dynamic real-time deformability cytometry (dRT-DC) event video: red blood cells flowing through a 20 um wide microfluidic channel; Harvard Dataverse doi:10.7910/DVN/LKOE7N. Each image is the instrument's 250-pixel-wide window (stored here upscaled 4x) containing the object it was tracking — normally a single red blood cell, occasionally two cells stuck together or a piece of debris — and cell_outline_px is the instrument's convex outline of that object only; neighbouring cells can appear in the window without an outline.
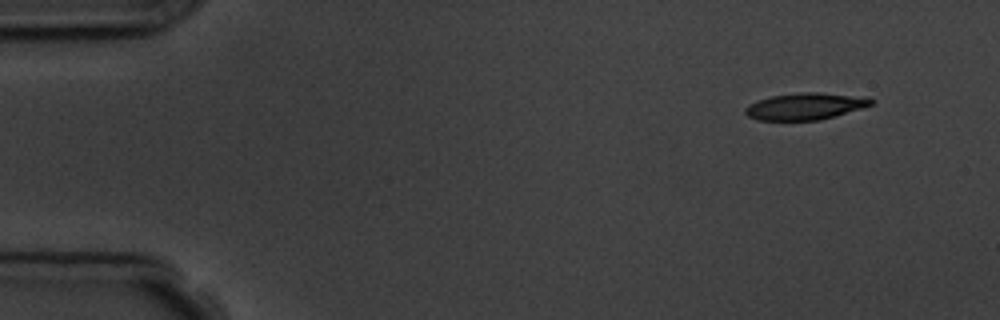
{"species": "common noctule bat (a hibernating species)", "species_latin": "Nyctalus noctula", "temperature_condition": "room temperature", "stored_images_in_passage": 4, "camera_frame_rate_fps": 3000, "um_per_image_px": 0.085, "animal": {"sex": "male", "body_mass_g": 19.5, "forearm_length_mm": 54.6}, "frame": {"image": 1, "passage_image": 1, "time_ms": 0.0, "image_size_px": [1000, 320], "cell_outline_px": [[876, 100], [872, 104], [860, 108], [820, 120], [756, 120], [748, 116], [744, 112], [744, 108], [748, 104], [772, 96], [804, 92], [816, 92], [868, 96]], "centroid_in_image_um": [68.47, 9.03], "position_along_channel_um": 16.5, "area_um2": 19.59}}
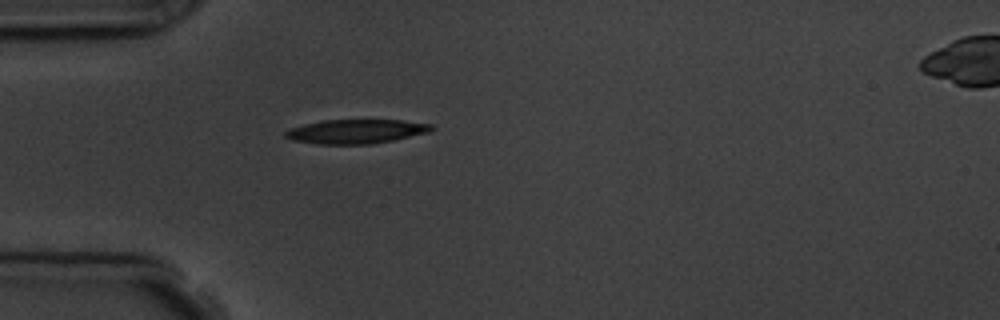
{"frame": {"image": 2, "passage_image": 4, "time_ms": 3.667, "image_size_px": [1000, 320], "cell_outline_px": [[436, 128], [428, 132], [392, 140], [372, 144], [316, 144], [292, 140], [284, 136], [284, 132], [292, 128], [304, 124], [320, 120], [400, 120], [432, 124]], "centroid_in_image_um": [30.25, 11.17], "position_along_channel_um": 54.8, "area_um2": 20.52}}